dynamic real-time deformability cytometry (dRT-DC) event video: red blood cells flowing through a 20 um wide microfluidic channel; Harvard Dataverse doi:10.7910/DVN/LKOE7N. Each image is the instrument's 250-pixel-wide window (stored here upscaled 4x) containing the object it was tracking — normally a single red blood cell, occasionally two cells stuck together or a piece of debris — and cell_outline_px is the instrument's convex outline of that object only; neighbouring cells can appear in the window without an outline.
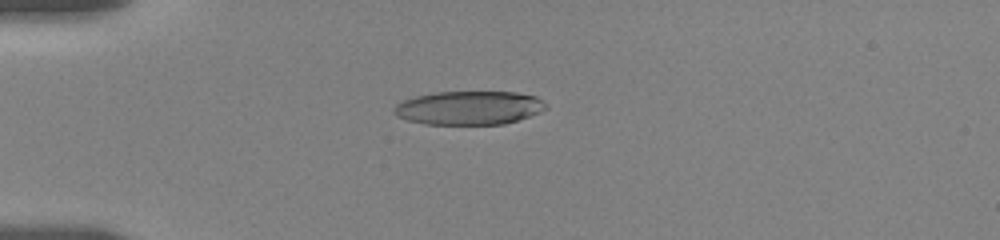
{"species": "human", "species_latin": "Homo sapiens", "temperature_condition": "room temperature", "stored_images_in_passage": 12, "camera_frame_rate_fps": 3000, "um_per_image_px": 0.085, "donor": {"sex": "female"}, "frame": {"image": 1, "passage_image": 7, "time_ms": 4.667, "image_size_px": [1000, 240], "cell_outline_px": [[548, 108], [540, 112], [504, 124], [424, 124], [408, 120], [396, 116], [392, 112], [396, 104], [404, 100], [416, 96], [436, 92], [516, 92], [536, 96], [548, 104]], "centroid_in_image_um": [39.87, 9.16], "position_along_channel_um": 45.1, "area_um2": 29.82}}
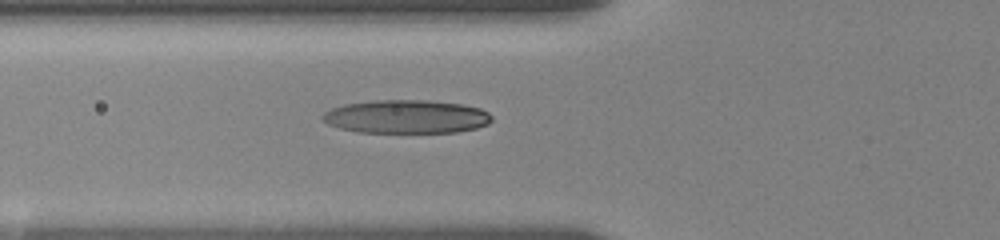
{"frame": {"image": 2, "passage_image": 9, "time_ms": 6.667, "image_size_px": [1000, 240], "cell_outline_px": [[492, 120], [488, 124], [476, 128], [456, 132], [356, 132], [340, 128], [328, 124], [320, 116], [324, 112], [332, 108], [344, 104], [372, 100], [428, 100], [464, 104], [480, 108], [488, 112], [492, 116]], "centroid_in_image_um": [34.54, 9.91], "position_along_channel_um": 91.3, "area_um2": 33.12}}
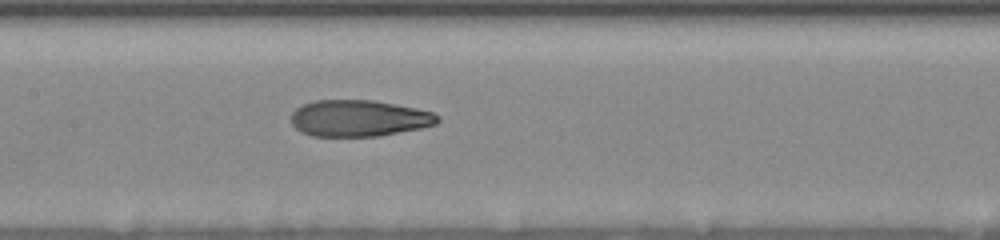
{"frame": {"image": 3, "passage_image": 12, "time_ms": 9.0, "image_size_px": [1000, 240], "cell_outline_px": [[440, 120], [436, 124], [420, 128], [380, 136], [312, 136], [300, 132], [292, 124], [292, 112], [296, 108], [304, 104], [316, 100], [376, 100], [432, 112], [440, 116]], "centroid_in_image_um": [30.5, 10.05], "position_along_channel_um": 176.9, "area_um2": 31.1}}